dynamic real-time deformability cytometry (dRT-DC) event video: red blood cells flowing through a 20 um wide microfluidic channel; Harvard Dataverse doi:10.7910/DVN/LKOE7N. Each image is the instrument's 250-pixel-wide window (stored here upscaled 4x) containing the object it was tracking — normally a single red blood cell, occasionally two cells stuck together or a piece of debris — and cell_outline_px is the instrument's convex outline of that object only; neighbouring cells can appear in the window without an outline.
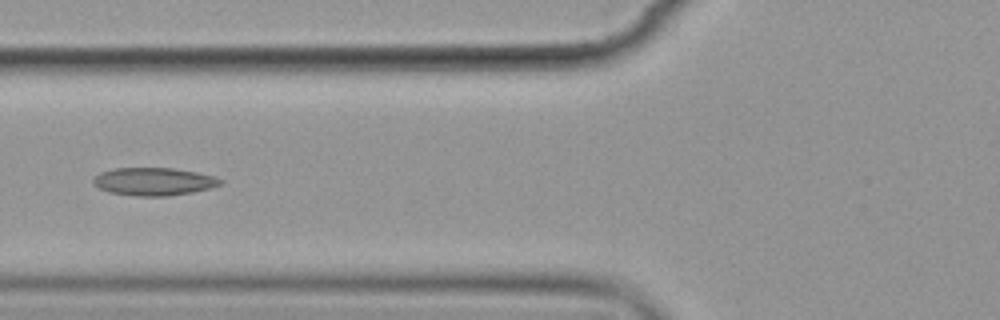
{"species": "common noctule bat (a hibernating species)", "species_latin": "Nyctalus noctula", "temperature_condition": "cold", "stored_images_in_passage": 15, "camera_frame_rate_fps": 3000, "um_per_image_px": 0.085, "animal": {"sex": "female", "body_mass_g": 19.9}, "frame": {"image": 1, "passage_image": 6, "time_ms": 6.667, "image_size_px": [1000, 320], "cell_outline_px": [[224, 184], [212, 188], [192, 192], [168, 196], [136, 196], [108, 192], [92, 184], [92, 180], [100, 172], [116, 168], [172, 168], [196, 172], [212, 176], [224, 180]], "centroid_in_image_um": [13.09, 15.43], "position_along_channel_um": 112.7, "area_um2": 20.69}}
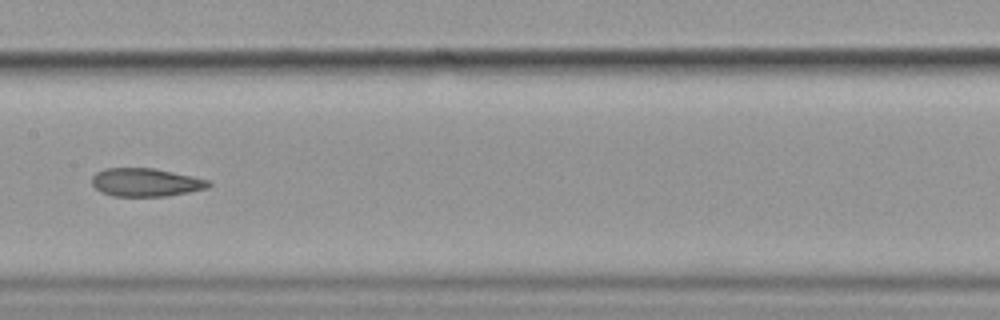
{"frame": {"image": 2, "passage_image": 8, "time_ms": 9.0, "image_size_px": [1000, 320], "cell_outline_px": [[212, 184], [208, 188], [168, 196], [112, 196], [100, 192], [92, 184], [92, 176], [96, 172], [104, 168], [156, 168], [212, 180]], "centroid_in_image_um": [12.42, 15.49], "position_along_channel_um": 195.0, "area_um2": 19.48}}
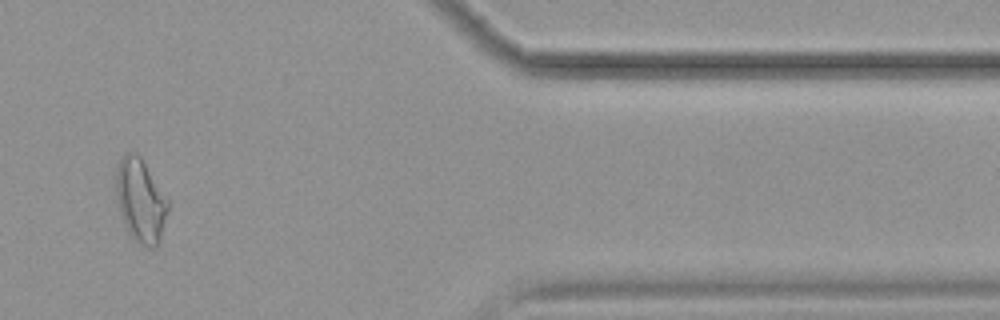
{"frame": {"image": 3, "passage_image": 13, "time_ms": 15.667, "image_size_px": [1000, 320], "cell_outline_px": [[168, 212], [160, 240], [156, 248], [148, 248], [140, 244], [128, 232], [120, 212], [116, 196], [116, 164], [124, 152], [136, 152], [140, 156], [168, 200]], "centroid_in_image_um": [11.93, 17.03], "position_along_channel_um": 399.5, "area_um2": 25.26}, "authors_computed_cell_mechanics": {"area_um2": 21.3282, "velocity_mm_per_s": 3.526, "shape_relaxation_time_tau1_ms": null, "shape_relaxation_time_tau2_ms": 2.8183, "deformation_change_tau1": null, "deformation_change_tau2": 0.0808}}